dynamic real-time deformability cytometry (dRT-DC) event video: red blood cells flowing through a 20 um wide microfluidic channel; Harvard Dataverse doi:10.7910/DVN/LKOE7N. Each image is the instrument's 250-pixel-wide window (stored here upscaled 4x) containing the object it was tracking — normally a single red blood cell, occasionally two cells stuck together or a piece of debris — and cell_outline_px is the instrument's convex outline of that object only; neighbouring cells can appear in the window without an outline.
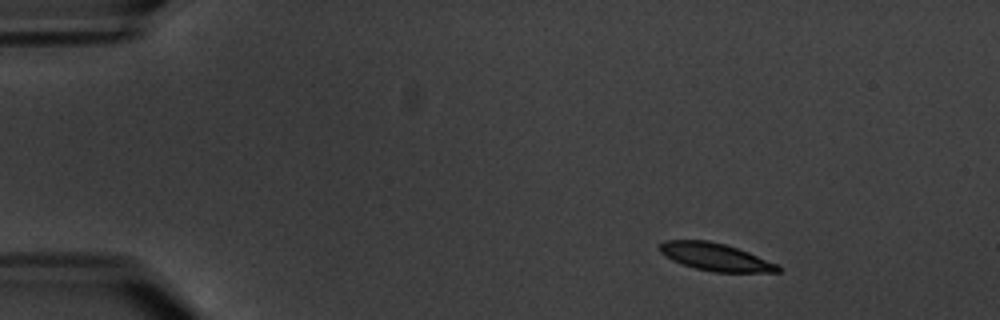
{"species": "common noctule bat (a hibernating species)", "species_latin": "Nyctalus noctula", "temperature_condition": "warm", "stored_images_in_passage": 5, "segment_of_instrument_passage": [1, 2], "camera_frame_rate_fps": 3000, "um_per_image_px": 0.085, "animal": {"sex": "male", "body_mass_g": 20.1, "forearm_length_mm": 53.5}, "frame": {"image": 1, "passage_image": 2, "time_ms": 1.0, "image_size_px": [1000, 320], "cell_outline_px": [[780, 272], [712, 272], [696, 268], [672, 260], [660, 252], [660, 244], [664, 240], [708, 240], [724, 244], [748, 252], [776, 264], [780, 268]], "centroid_in_image_um": [60.79, 21.84], "position_along_channel_um": 24.2, "area_um2": 18.67}}